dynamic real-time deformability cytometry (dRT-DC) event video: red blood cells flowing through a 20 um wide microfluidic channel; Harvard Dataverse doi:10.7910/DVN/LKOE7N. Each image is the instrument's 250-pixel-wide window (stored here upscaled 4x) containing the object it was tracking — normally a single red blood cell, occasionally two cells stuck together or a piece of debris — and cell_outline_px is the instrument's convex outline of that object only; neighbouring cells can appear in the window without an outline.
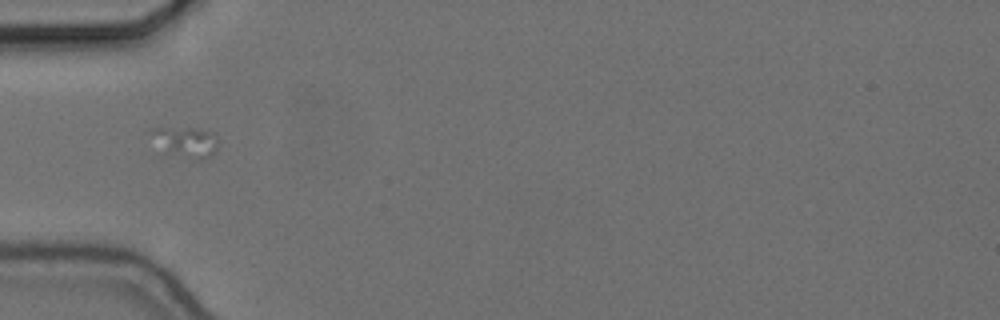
{"species": "common noctule bat (a hibernating species)", "species_latin": "Nyctalus noctula", "temperature_condition": "cold", "stored_images_in_passage": 8, "camera_frame_rate_fps": 3000, "um_per_image_px": 0.085, "animal": {"sex": "female", "body_mass_g": 24.6, "forearm_length_mm": 56.2}, "frame": {"image": 1, "passage_image": 1, "time_ms": 0.0, "image_size_px": [1000, 320], "cell_outline_px": [[216, 148], [212, 156], [200, 160], [160, 156], [148, 132], [152, 128], [192, 128], [212, 132], [216, 140]], "centroid_in_image_um": [15.61, 12.14], "position_along_channel_um": 69.4, "area_um2": 12.77}}